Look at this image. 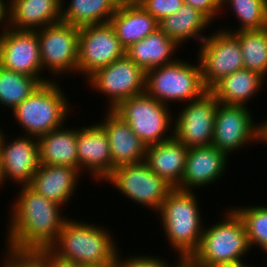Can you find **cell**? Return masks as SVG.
<instances>
[{"instance_id": "8992f818", "label": "cell", "mask_w": 267, "mask_h": 267, "mask_svg": "<svg viewBox=\"0 0 267 267\" xmlns=\"http://www.w3.org/2000/svg\"><path fill=\"white\" fill-rule=\"evenodd\" d=\"M207 91L198 59L196 65L180 58L146 72L145 93L167 106L197 100Z\"/></svg>"}, {"instance_id": "ee69618b", "label": "cell", "mask_w": 267, "mask_h": 267, "mask_svg": "<svg viewBox=\"0 0 267 267\" xmlns=\"http://www.w3.org/2000/svg\"><path fill=\"white\" fill-rule=\"evenodd\" d=\"M4 183H5V178H4V175H3L2 163H1V157H0V187H3Z\"/></svg>"}, {"instance_id": "1f68e13d", "label": "cell", "mask_w": 267, "mask_h": 267, "mask_svg": "<svg viewBox=\"0 0 267 267\" xmlns=\"http://www.w3.org/2000/svg\"><path fill=\"white\" fill-rule=\"evenodd\" d=\"M234 206V210L242 218L247 232L251 250L258 246L267 253V205Z\"/></svg>"}, {"instance_id": "e575fe53", "label": "cell", "mask_w": 267, "mask_h": 267, "mask_svg": "<svg viewBox=\"0 0 267 267\" xmlns=\"http://www.w3.org/2000/svg\"><path fill=\"white\" fill-rule=\"evenodd\" d=\"M36 258L38 267H82L77 263L58 257L49 248H39L30 251Z\"/></svg>"}, {"instance_id": "4fadbf2b", "label": "cell", "mask_w": 267, "mask_h": 267, "mask_svg": "<svg viewBox=\"0 0 267 267\" xmlns=\"http://www.w3.org/2000/svg\"><path fill=\"white\" fill-rule=\"evenodd\" d=\"M247 106L218 103L211 145L228 156L258 141V122Z\"/></svg>"}, {"instance_id": "484cf974", "label": "cell", "mask_w": 267, "mask_h": 267, "mask_svg": "<svg viewBox=\"0 0 267 267\" xmlns=\"http://www.w3.org/2000/svg\"><path fill=\"white\" fill-rule=\"evenodd\" d=\"M264 81L258 73L243 68L222 78L209 92L221 104L246 106L261 91Z\"/></svg>"}, {"instance_id": "cb8c5ba5", "label": "cell", "mask_w": 267, "mask_h": 267, "mask_svg": "<svg viewBox=\"0 0 267 267\" xmlns=\"http://www.w3.org/2000/svg\"><path fill=\"white\" fill-rule=\"evenodd\" d=\"M179 48L174 40L158 28L143 40L130 45L125 50V55L147 72L155 67L175 62L178 58L174 54Z\"/></svg>"}, {"instance_id": "e0dca14e", "label": "cell", "mask_w": 267, "mask_h": 267, "mask_svg": "<svg viewBox=\"0 0 267 267\" xmlns=\"http://www.w3.org/2000/svg\"><path fill=\"white\" fill-rule=\"evenodd\" d=\"M78 170L89 172L92 180L104 181L113 171L109 139L97 122L92 125L77 127ZM85 170V171H83ZM92 174V175H91Z\"/></svg>"}, {"instance_id": "603a6c76", "label": "cell", "mask_w": 267, "mask_h": 267, "mask_svg": "<svg viewBox=\"0 0 267 267\" xmlns=\"http://www.w3.org/2000/svg\"><path fill=\"white\" fill-rule=\"evenodd\" d=\"M109 22L125 49L159 28L158 21L139 3L118 6Z\"/></svg>"}, {"instance_id": "277c9868", "label": "cell", "mask_w": 267, "mask_h": 267, "mask_svg": "<svg viewBox=\"0 0 267 267\" xmlns=\"http://www.w3.org/2000/svg\"><path fill=\"white\" fill-rule=\"evenodd\" d=\"M58 84L55 80L41 84L13 109L12 116L24 135L38 138L64 126L73 106Z\"/></svg>"}, {"instance_id": "7402d4cb", "label": "cell", "mask_w": 267, "mask_h": 267, "mask_svg": "<svg viewBox=\"0 0 267 267\" xmlns=\"http://www.w3.org/2000/svg\"><path fill=\"white\" fill-rule=\"evenodd\" d=\"M187 152L188 148L173 137L148 145L144 162L157 176L177 188L184 174Z\"/></svg>"}, {"instance_id": "8fae6325", "label": "cell", "mask_w": 267, "mask_h": 267, "mask_svg": "<svg viewBox=\"0 0 267 267\" xmlns=\"http://www.w3.org/2000/svg\"><path fill=\"white\" fill-rule=\"evenodd\" d=\"M146 72L126 55L101 69L86 81L91 89L107 96L108 110L121 101L145 93Z\"/></svg>"}, {"instance_id": "7bdbcfd3", "label": "cell", "mask_w": 267, "mask_h": 267, "mask_svg": "<svg viewBox=\"0 0 267 267\" xmlns=\"http://www.w3.org/2000/svg\"><path fill=\"white\" fill-rule=\"evenodd\" d=\"M117 6L129 5L133 2L131 0H112Z\"/></svg>"}, {"instance_id": "7c38bea8", "label": "cell", "mask_w": 267, "mask_h": 267, "mask_svg": "<svg viewBox=\"0 0 267 267\" xmlns=\"http://www.w3.org/2000/svg\"><path fill=\"white\" fill-rule=\"evenodd\" d=\"M125 48L108 23L79 28L78 73L88 79L98 69L125 56Z\"/></svg>"}, {"instance_id": "30bf717a", "label": "cell", "mask_w": 267, "mask_h": 267, "mask_svg": "<svg viewBox=\"0 0 267 267\" xmlns=\"http://www.w3.org/2000/svg\"><path fill=\"white\" fill-rule=\"evenodd\" d=\"M208 35L199 45L196 59L209 91L222 78L243 69V55L239 40L232 33L219 28Z\"/></svg>"}, {"instance_id": "d6986e66", "label": "cell", "mask_w": 267, "mask_h": 267, "mask_svg": "<svg viewBox=\"0 0 267 267\" xmlns=\"http://www.w3.org/2000/svg\"><path fill=\"white\" fill-rule=\"evenodd\" d=\"M104 121L99 122L105 130L110 145L113 170L122 165L144 162L147 145L131 130V127L113 110L105 112Z\"/></svg>"}, {"instance_id": "7a4b0ae2", "label": "cell", "mask_w": 267, "mask_h": 267, "mask_svg": "<svg viewBox=\"0 0 267 267\" xmlns=\"http://www.w3.org/2000/svg\"><path fill=\"white\" fill-rule=\"evenodd\" d=\"M194 191L173 188L157 211L170 249L177 257H191L198 249L204 226ZM162 221V222H161Z\"/></svg>"}, {"instance_id": "74e56055", "label": "cell", "mask_w": 267, "mask_h": 267, "mask_svg": "<svg viewBox=\"0 0 267 267\" xmlns=\"http://www.w3.org/2000/svg\"><path fill=\"white\" fill-rule=\"evenodd\" d=\"M0 28V34L9 28V0H0Z\"/></svg>"}, {"instance_id": "836d02e7", "label": "cell", "mask_w": 267, "mask_h": 267, "mask_svg": "<svg viewBox=\"0 0 267 267\" xmlns=\"http://www.w3.org/2000/svg\"><path fill=\"white\" fill-rule=\"evenodd\" d=\"M119 263L121 267H170V261H166L167 259L161 258L160 256L156 257L151 256L150 254L147 255H138L128 256L126 259L122 258V253L117 252Z\"/></svg>"}, {"instance_id": "8d00e7d4", "label": "cell", "mask_w": 267, "mask_h": 267, "mask_svg": "<svg viewBox=\"0 0 267 267\" xmlns=\"http://www.w3.org/2000/svg\"><path fill=\"white\" fill-rule=\"evenodd\" d=\"M184 4L191 5L202 13L211 23L221 17L220 0H183Z\"/></svg>"}, {"instance_id": "ac0fdd59", "label": "cell", "mask_w": 267, "mask_h": 267, "mask_svg": "<svg viewBox=\"0 0 267 267\" xmlns=\"http://www.w3.org/2000/svg\"><path fill=\"white\" fill-rule=\"evenodd\" d=\"M229 159L213 145L188 148L184 174L177 188L192 191L214 184L227 172Z\"/></svg>"}, {"instance_id": "f1b7e54d", "label": "cell", "mask_w": 267, "mask_h": 267, "mask_svg": "<svg viewBox=\"0 0 267 267\" xmlns=\"http://www.w3.org/2000/svg\"><path fill=\"white\" fill-rule=\"evenodd\" d=\"M239 40L243 68L267 78V27L232 32Z\"/></svg>"}, {"instance_id": "2e32d148", "label": "cell", "mask_w": 267, "mask_h": 267, "mask_svg": "<svg viewBox=\"0 0 267 267\" xmlns=\"http://www.w3.org/2000/svg\"><path fill=\"white\" fill-rule=\"evenodd\" d=\"M0 157L6 180L18 186L29 185L40 167L37 138L22 135L8 140L4 130L0 134Z\"/></svg>"}, {"instance_id": "9a60e30c", "label": "cell", "mask_w": 267, "mask_h": 267, "mask_svg": "<svg viewBox=\"0 0 267 267\" xmlns=\"http://www.w3.org/2000/svg\"><path fill=\"white\" fill-rule=\"evenodd\" d=\"M0 66L37 78L42 84L52 81L43 73L37 31L8 28L0 34ZM42 72V73H41Z\"/></svg>"}, {"instance_id": "83f0119b", "label": "cell", "mask_w": 267, "mask_h": 267, "mask_svg": "<svg viewBox=\"0 0 267 267\" xmlns=\"http://www.w3.org/2000/svg\"><path fill=\"white\" fill-rule=\"evenodd\" d=\"M62 0L61 21L84 27L108 23L118 6L112 0ZM68 5V6H67Z\"/></svg>"}, {"instance_id": "f6af8a7d", "label": "cell", "mask_w": 267, "mask_h": 267, "mask_svg": "<svg viewBox=\"0 0 267 267\" xmlns=\"http://www.w3.org/2000/svg\"><path fill=\"white\" fill-rule=\"evenodd\" d=\"M133 3H138L140 0H131Z\"/></svg>"}, {"instance_id": "d6a6232c", "label": "cell", "mask_w": 267, "mask_h": 267, "mask_svg": "<svg viewBox=\"0 0 267 267\" xmlns=\"http://www.w3.org/2000/svg\"><path fill=\"white\" fill-rule=\"evenodd\" d=\"M138 3L158 22L184 4L183 0H140Z\"/></svg>"}, {"instance_id": "60d3db41", "label": "cell", "mask_w": 267, "mask_h": 267, "mask_svg": "<svg viewBox=\"0 0 267 267\" xmlns=\"http://www.w3.org/2000/svg\"><path fill=\"white\" fill-rule=\"evenodd\" d=\"M82 267H121L118 259V255H116L113 259L104 261L98 264H89Z\"/></svg>"}, {"instance_id": "52a82bcc", "label": "cell", "mask_w": 267, "mask_h": 267, "mask_svg": "<svg viewBox=\"0 0 267 267\" xmlns=\"http://www.w3.org/2000/svg\"><path fill=\"white\" fill-rule=\"evenodd\" d=\"M168 107L143 93L121 101L113 111L148 146L173 138L174 114Z\"/></svg>"}, {"instance_id": "44dd1931", "label": "cell", "mask_w": 267, "mask_h": 267, "mask_svg": "<svg viewBox=\"0 0 267 267\" xmlns=\"http://www.w3.org/2000/svg\"><path fill=\"white\" fill-rule=\"evenodd\" d=\"M62 0H9V27L36 31L61 21Z\"/></svg>"}, {"instance_id": "4316f807", "label": "cell", "mask_w": 267, "mask_h": 267, "mask_svg": "<svg viewBox=\"0 0 267 267\" xmlns=\"http://www.w3.org/2000/svg\"><path fill=\"white\" fill-rule=\"evenodd\" d=\"M159 29L180 47L182 43L193 38L199 45L208 36L204 30L210 27L211 22L196 8L183 4L175 13L168 15L159 22ZM202 33V34H201ZM195 38V39H194Z\"/></svg>"}, {"instance_id": "6da1fadb", "label": "cell", "mask_w": 267, "mask_h": 267, "mask_svg": "<svg viewBox=\"0 0 267 267\" xmlns=\"http://www.w3.org/2000/svg\"><path fill=\"white\" fill-rule=\"evenodd\" d=\"M11 204L6 231V248L13 251H32L49 248L58 238L68 216L59 204L37 193L29 185L19 186Z\"/></svg>"}, {"instance_id": "ffe728a7", "label": "cell", "mask_w": 267, "mask_h": 267, "mask_svg": "<svg viewBox=\"0 0 267 267\" xmlns=\"http://www.w3.org/2000/svg\"><path fill=\"white\" fill-rule=\"evenodd\" d=\"M80 173L78 169L69 166L40 164L29 186L64 208L75 191H78V180L82 176Z\"/></svg>"}, {"instance_id": "b9f144b4", "label": "cell", "mask_w": 267, "mask_h": 267, "mask_svg": "<svg viewBox=\"0 0 267 267\" xmlns=\"http://www.w3.org/2000/svg\"><path fill=\"white\" fill-rule=\"evenodd\" d=\"M244 262L245 261H243V259H241V260L234 261V262L222 263V264L216 265L214 267H250L249 264L247 265Z\"/></svg>"}, {"instance_id": "5bb4252c", "label": "cell", "mask_w": 267, "mask_h": 267, "mask_svg": "<svg viewBox=\"0 0 267 267\" xmlns=\"http://www.w3.org/2000/svg\"><path fill=\"white\" fill-rule=\"evenodd\" d=\"M218 103L209 91L197 100L184 103L185 107L174 116L173 137L187 148L211 145Z\"/></svg>"}, {"instance_id": "9c48e42d", "label": "cell", "mask_w": 267, "mask_h": 267, "mask_svg": "<svg viewBox=\"0 0 267 267\" xmlns=\"http://www.w3.org/2000/svg\"><path fill=\"white\" fill-rule=\"evenodd\" d=\"M103 182L112 184L124 197L137 203L136 205L145 206L156 213L173 189L151 171L145 162L119 166Z\"/></svg>"}, {"instance_id": "4dcf8cb0", "label": "cell", "mask_w": 267, "mask_h": 267, "mask_svg": "<svg viewBox=\"0 0 267 267\" xmlns=\"http://www.w3.org/2000/svg\"><path fill=\"white\" fill-rule=\"evenodd\" d=\"M220 4L221 15L222 11L229 7L230 11L233 10V15L237 17V22L241 24L235 30L222 27L224 31L232 33L267 27V0H220Z\"/></svg>"}, {"instance_id": "ab89813d", "label": "cell", "mask_w": 267, "mask_h": 267, "mask_svg": "<svg viewBox=\"0 0 267 267\" xmlns=\"http://www.w3.org/2000/svg\"><path fill=\"white\" fill-rule=\"evenodd\" d=\"M258 142L267 144V118L261 123L258 122Z\"/></svg>"}, {"instance_id": "f35d334b", "label": "cell", "mask_w": 267, "mask_h": 267, "mask_svg": "<svg viewBox=\"0 0 267 267\" xmlns=\"http://www.w3.org/2000/svg\"><path fill=\"white\" fill-rule=\"evenodd\" d=\"M175 262L173 264L171 263L170 267H203L196 263L191 257H178Z\"/></svg>"}, {"instance_id": "5b68a950", "label": "cell", "mask_w": 267, "mask_h": 267, "mask_svg": "<svg viewBox=\"0 0 267 267\" xmlns=\"http://www.w3.org/2000/svg\"><path fill=\"white\" fill-rule=\"evenodd\" d=\"M230 208L224 211L221 221L204 226L199 247L191 256L203 267L238 261L250 252L244 222L233 207Z\"/></svg>"}, {"instance_id": "d4e9b609", "label": "cell", "mask_w": 267, "mask_h": 267, "mask_svg": "<svg viewBox=\"0 0 267 267\" xmlns=\"http://www.w3.org/2000/svg\"><path fill=\"white\" fill-rule=\"evenodd\" d=\"M68 128L64 125L37 138L40 164L78 169L77 127Z\"/></svg>"}, {"instance_id": "f546056e", "label": "cell", "mask_w": 267, "mask_h": 267, "mask_svg": "<svg viewBox=\"0 0 267 267\" xmlns=\"http://www.w3.org/2000/svg\"><path fill=\"white\" fill-rule=\"evenodd\" d=\"M41 84L35 77L16 73L0 66V106L13 111Z\"/></svg>"}, {"instance_id": "d590c367", "label": "cell", "mask_w": 267, "mask_h": 267, "mask_svg": "<svg viewBox=\"0 0 267 267\" xmlns=\"http://www.w3.org/2000/svg\"><path fill=\"white\" fill-rule=\"evenodd\" d=\"M1 267H38L35 256L29 251L5 250Z\"/></svg>"}, {"instance_id": "ba28073f", "label": "cell", "mask_w": 267, "mask_h": 267, "mask_svg": "<svg viewBox=\"0 0 267 267\" xmlns=\"http://www.w3.org/2000/svg\"><path fill=\"white\" fill-rule=\"evenodd\" d=\"M36 31L43 71L51 72L55 81L61 74H77L79 28L60 21Z\"/></svg>"}, {"instance_id": "3957f363", "label": "cell", "mask_w": 267, "mask_h": 267, "mask_svg": "<svg viewBox=\"0 0 267 267\" xmlns=\"http://www.w3.org/2000/svg\"><path fill=\"white\" fill-rule=\"evenodd\" d=\"M76 220L68 218L49 247L58 257L85 266L113 259L121 250L106 227Z\"/></svg>"}]
</instances>
